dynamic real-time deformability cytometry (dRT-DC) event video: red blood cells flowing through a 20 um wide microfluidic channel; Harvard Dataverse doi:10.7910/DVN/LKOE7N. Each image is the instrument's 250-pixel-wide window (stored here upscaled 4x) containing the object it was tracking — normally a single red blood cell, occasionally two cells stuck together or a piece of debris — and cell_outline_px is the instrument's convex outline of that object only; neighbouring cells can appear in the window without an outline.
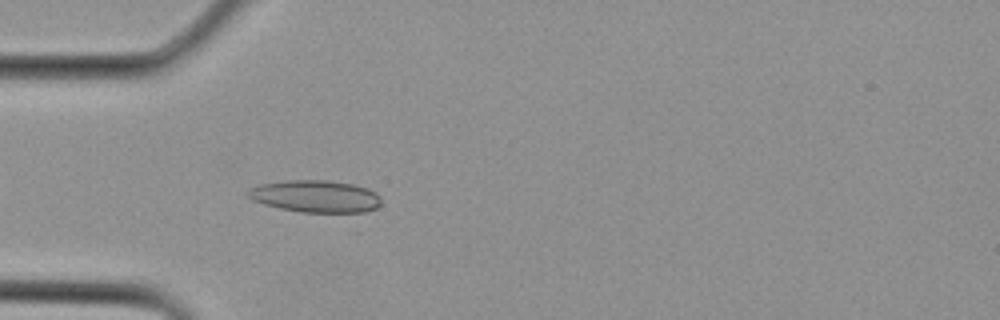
{"species": "Egyptian fruit bat (a non-hibernating species)", "species_latin": "Rousettus aegyptiacus", "temperature_condition": "cold", "stored_images_in_passage": 2, "camera_frame_rate_fps": 3000, "um_per_image_px": 0.085, "animal": {"sex": "female"}, "frame": {"image": 1, "passage_image": 2, "time_ms": 0.333, "image_size_px": [1000, 320], "cell_outline_px": [[380, 204], [376, 208], [364, 212], [300, 212], [280, 208], [264, 204], [252, 200], [244, 192], [260, 184], [288, 180], [324, 180], [352, 184], [368, 188], [376, 192], [380, 196]], "centroid_in_image_um": [26.82, 16.68], "position_along_channel_um": 58.2, "area_um2": 24.91}}